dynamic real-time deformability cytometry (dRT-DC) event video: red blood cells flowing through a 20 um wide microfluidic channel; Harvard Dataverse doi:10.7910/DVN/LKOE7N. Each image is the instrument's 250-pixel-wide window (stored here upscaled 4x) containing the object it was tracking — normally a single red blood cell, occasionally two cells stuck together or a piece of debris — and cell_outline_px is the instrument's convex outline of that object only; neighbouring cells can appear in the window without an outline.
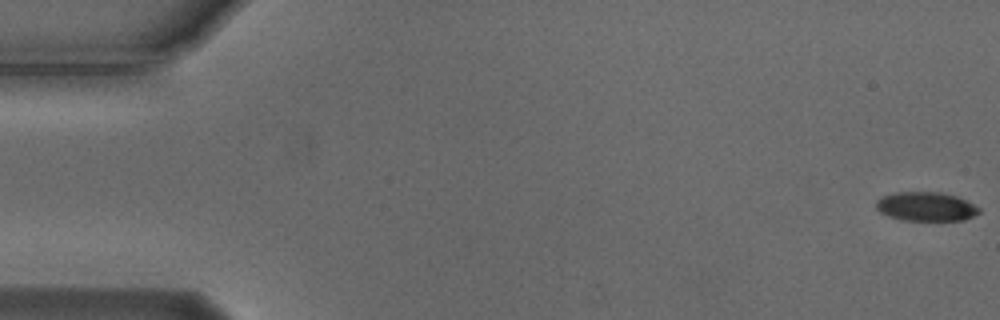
{"species": "Egyptian fruit bat (a non-hibernating species)", "species_latin": "Rousettus aegyptiacus", "temperature_condition": "cold", "stored_images_in_passage": 55, "camera_frame_rate_fps": 3000, "um_per_image_px": 0.085, "animal": {"sex": "male"}, "frame": {"image": 1, "passage_image": 1, "time_ms": 0.0, "image_size_px": [1000, 320], "cell_outline_px": [[980, 212], [964, 220], [904, 220], [888, 216], [880, 212], [876, 208], [876, 200], [880, 196], [896, 192], [940, 192], [956, 196], [980, 208]], "centroid_in_image_um": [78.67, 17.55], "position_along_channel_um": 6.3, "area_um2": 17.34}}
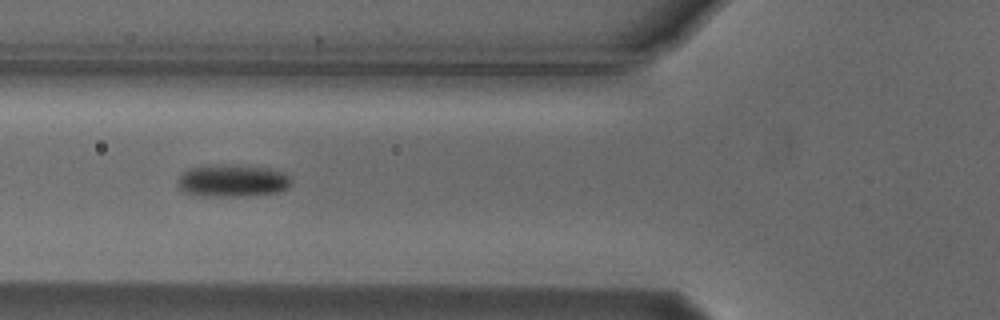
{"frame": {"image": 2, "passage_image": 21, "time_ms": 6.667, "image_size_px": [1000, 320], "cell_outline_px": [[292, 180], [288, 188], [276, 192], [240, 196], [204, 196], [184, 192], [176, 184], [176, 180], [188, 168], [224, 164], [268, 168], [284, 172]], "centroid_in_image_um": [19.74, 15.36], "position_along_channel_um": 106.1, "area_um2": 21.27}}
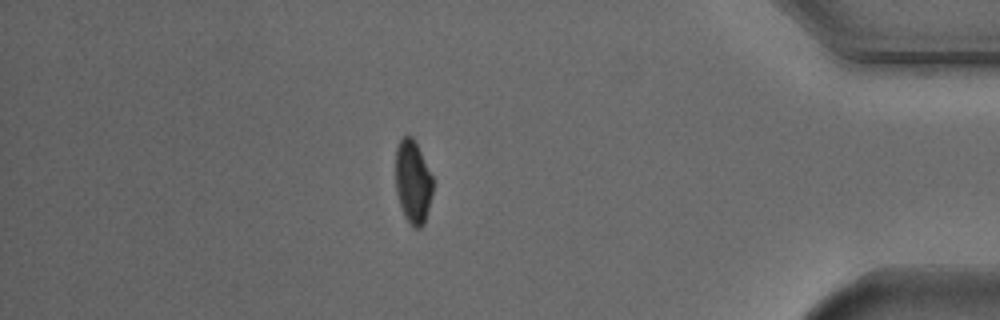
{"frame": {"image": 3, "passage_image": 48, "time_ms": 15.667, "image_size_px": [1000, 320], "cell_outline_px": [[432, 192], [424, 224], [420, 228], [416, 228], [404, 216], [396, 192], [396, 148], [400, 140], [404, 136], [412, 136], [432, 176]], "centroid_in_image_um": [35.08, 15.46], "position_along_channel_um": 400.1, "area_um2": 17.63}, "authors_computed_cell_mechanics": {"area_um2": 19.5364, "velocity_mm_per_s": 3.731, "shape_relaxation_time_tau1_ms": 3.1287, "shape_relaxation_time_tau2_ms": null, "deformation_change_tau1": 0.1023, "deformation_change_tau2": null}}